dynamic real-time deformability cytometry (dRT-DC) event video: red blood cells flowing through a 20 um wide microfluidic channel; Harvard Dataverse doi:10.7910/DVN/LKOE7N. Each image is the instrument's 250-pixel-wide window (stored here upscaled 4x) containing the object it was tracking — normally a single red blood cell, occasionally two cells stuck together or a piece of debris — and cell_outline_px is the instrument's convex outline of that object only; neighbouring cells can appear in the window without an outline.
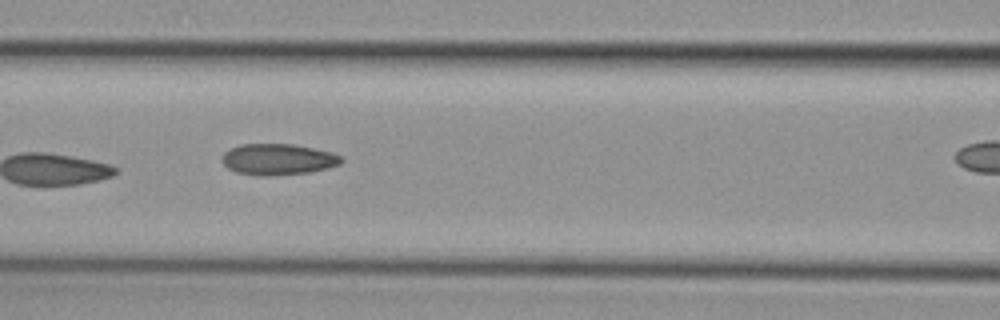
{"species": "common noctule bat (a hibernating species)", "species_latin": "Nyctalus noctula", "temperature_condition": "cold", "stored_images_in_passage": 8, "camera_frame_rate_fps": 3000, "um_per_image_px": 0.085, "animal": {"sex": "female", "body_mass_g": 29.2, "forearm_length_mm": 56.3}, "frame": {"image": 1, "passage_image": 7, "time_ms": 2.0, "image_size_px": [1000, 320], "cell_outline_px": [[344, 160], [340, 164], [328, 168], [308, 172], [264, 176], [260, 176], [236, 172], [228, 168], [224, 164], [224, 152], [240, 144], [292, 144], [332, 152], [340, 156]], "centroid_in_image_um": [23.65, 13.54], "position_along_channel_um": 142.9, "area_um2": 21.39}}